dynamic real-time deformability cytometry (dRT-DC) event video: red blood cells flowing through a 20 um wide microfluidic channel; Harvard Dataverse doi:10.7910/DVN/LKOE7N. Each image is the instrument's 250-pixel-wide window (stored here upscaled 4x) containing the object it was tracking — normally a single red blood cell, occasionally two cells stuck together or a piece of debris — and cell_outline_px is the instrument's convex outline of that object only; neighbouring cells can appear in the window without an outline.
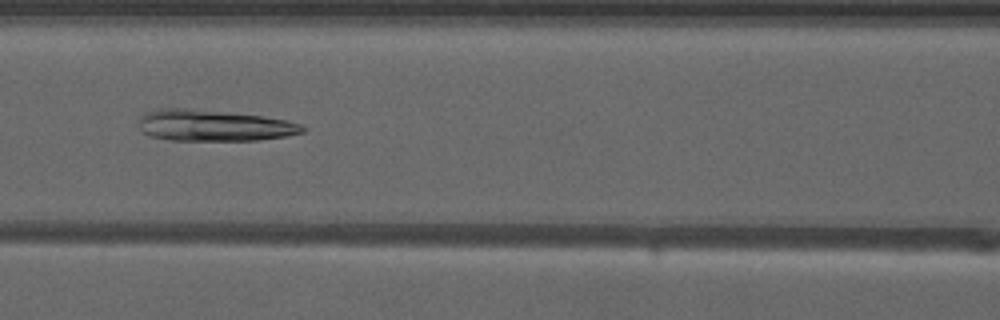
{"species": "common noctule bat (a hibernating species)", "species_latin": "Nyctalus noctula", "temperature_condition": "warm", "stored_images_in_passage": 52, "camera_frame_rate_fps": 3000, "um_per_image_px": 0.085, "animal": {"sex": "male", "forearm_length_mm": 52.5}, "frame": {"image": 1, "passage_image": 24, "time_ms": 7.667, "image_size_px": [1000, 320], "cell_outline_px": [[308, 128], [304, 132], [288, 136], [260, 140], [172, 140], [148, 136], [140, 128], [140, 116], [148, 112], [160, 108], [192, 108], [260, 116], [284, 120], [300, 124]], "centroid_in_image_um": [18.18, 10.67], "position_along_channel_um": 148.4, "area_um2": 29.77}}
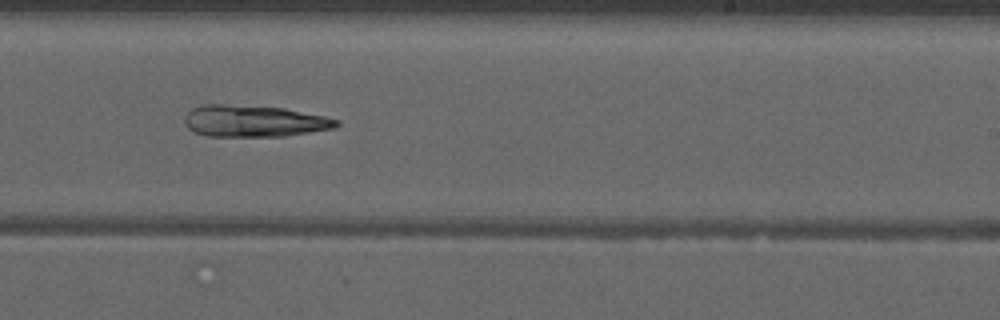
{"frame": {"image": 2, "passage_image": 33, "time_ms": 10.667, "image_size_px": [1000, 320], "cell_outline_px": [[340, 124], [336, 128], [284, 136], [208, 136], [192, 132], [184, 124], [184, 116], [192, 108], [204, 104], [224, 104], [284, 108], [324, 116], [340, 120]], "centroid_in_image_um": [21.57, 10.29], "position_along_channel_um": 267.4, "area_um2": 28.15}}
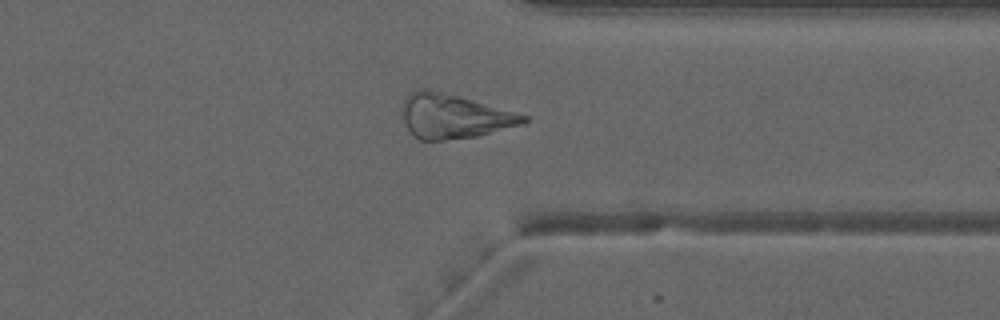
{"frame": {"image": 3, "passage_image": 41, "time_ms": 13.333, "image_size_px": [1000, 320], "cell_outline_px": [[528, 120], [524, 124], [476, 136], [444, 140], [420, 140], [412, 136], [400, 112], [400, 108], [404, 100], [416, 88], [428, 88], [472, 100], [528, 116]], "centroid_in_image_um": [38.52, 9.88], "position_along_channel_um": 372.9, "area_um2": 31.15}}